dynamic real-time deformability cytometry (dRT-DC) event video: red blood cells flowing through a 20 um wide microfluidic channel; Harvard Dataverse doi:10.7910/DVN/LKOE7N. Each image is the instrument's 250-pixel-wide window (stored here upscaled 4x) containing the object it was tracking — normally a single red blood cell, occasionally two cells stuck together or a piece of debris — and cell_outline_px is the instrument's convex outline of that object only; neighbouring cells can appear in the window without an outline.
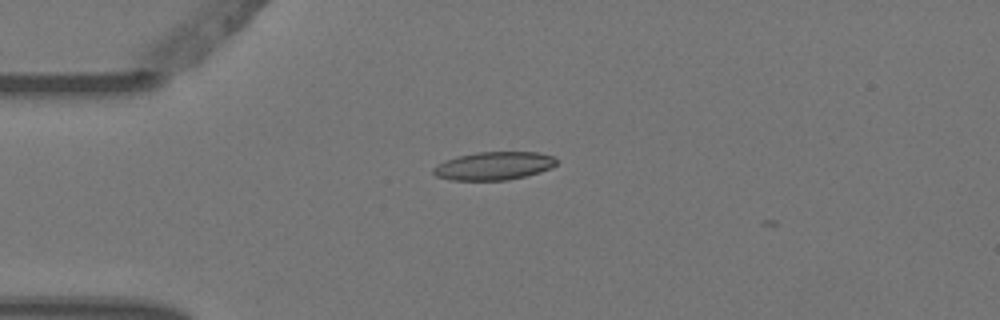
{"species": "Egyptian fruit bat (a non-hibernating species)", "species_latin": "Rousettus aegyptiacus", "temperature_condition": "warm", "stored_images_in_passage": 2, "camera_frame_rate_fps": 3000, "um_per_image_px": 0.085, "animal": {"sex": "female"}, "frame": {"image": 1, "passage_image": 1, "time_ms": 0.0, "image_size_px": [1000, 320], "cell_outline_px": [[556, 164], [552, 168], [540, 172], [508, 180], [452, 180], [436, 176], [432, 172], [432, 168], [444, 160], [476, 152], [540, 152], [552, 156], [556, 160]], "centroid_in_image_um": [41.97, 14.1], "position_along_channel_um": 43.0, "area_um2": 20.17}}